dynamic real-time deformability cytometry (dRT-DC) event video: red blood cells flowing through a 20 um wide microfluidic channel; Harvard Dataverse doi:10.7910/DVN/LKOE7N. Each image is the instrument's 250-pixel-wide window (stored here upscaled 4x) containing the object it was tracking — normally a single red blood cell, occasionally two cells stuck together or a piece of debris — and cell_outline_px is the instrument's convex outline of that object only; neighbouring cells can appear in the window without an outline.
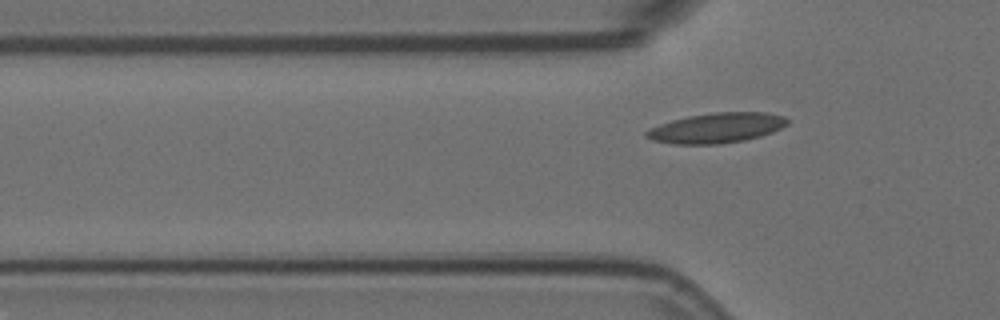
{"species": "Egyptian fruit bat (a non-hibernating species)", "species_latin": "Rousettus aegyptiacus", "temperature_condition": "room temperature", "stored_images_in_passage": 5, "segment_of_instrument_passage": [2, 2], "camera_frame_rate_fps": 3000, "um_per_image_px": 0.085, "animal": {"sex": "female"}, "frame": {"image": 1, "passage_image": 5, "time_ms": 1.333, "image_size_px": [1000, 320], "cell_outline_px": [[788, 124], [772, 132], [760, 136], [744, 140], [720, 144], [672, 144], [652, 140], [644, 136], [644, 132], [648, 128], [672, 120], [688, 116], [712, 112], [768, 112], [784, 116], [788, 120]], "centroid_in_image_um": [60.88, 10.87], "position_along_channel_um": 64.9, "area_um2": 24.85}}